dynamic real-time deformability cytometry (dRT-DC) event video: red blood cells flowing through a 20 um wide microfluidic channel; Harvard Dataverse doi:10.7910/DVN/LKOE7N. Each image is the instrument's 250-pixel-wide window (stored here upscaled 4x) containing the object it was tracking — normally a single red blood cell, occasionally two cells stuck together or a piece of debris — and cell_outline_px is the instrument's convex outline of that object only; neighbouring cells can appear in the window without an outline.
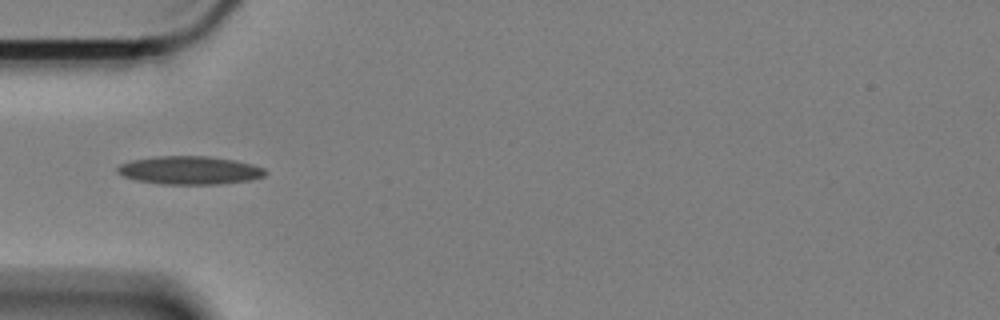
{"species": "Egyptian fruit bat (a non-hibernating species)", "species_latin": "Rousettus aegyptiacus", "temperature_condition": "cold", "stored_images_in_passage": 42, "camera_frame_rate_fps": 3000, "um_per_image_px": 0.085, "animal": {"sex": "female"}, "frame": {"image": 1, "passage_image": 1, "time_ms": 0.0, "image_size_px": [1000, 320], "cell_outline_px": [[268, 172], [264, 176], [252, 180], [220, 184], [160, 184], [136, 180], [124, 176], [116, 172], [116, 168], [120, 164], [132, 160], [156, 156], [208, 156], [236, 160], [252, 164], [264, 168]], "centroid_in_image_um": [16.14, 14.47], "position_along_channel_um": 68.9, "area_um2": 24.51}}
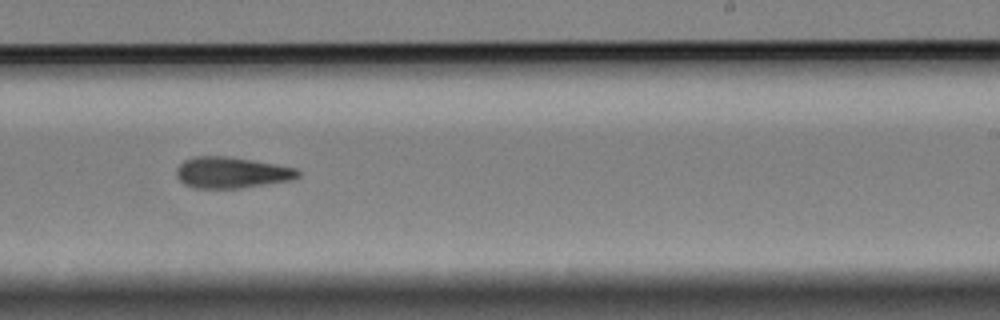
{"frame": {"image": 2, "passage_image": 19, "time_ms": 6.0, "image_size_px": [1000, 320], "cell_outline_px": [[300, 176], [292, 180], [240, 188], [192, 188], [184, 184], [176, 176], [176, 168], [184, 160], [196, 156], [224, 156], [296, 168], [300, 172]], "centroid_in_image_um": [19.65, 14.68], "position_along_channel_um": 269.4, "area_um2": 21.85}}
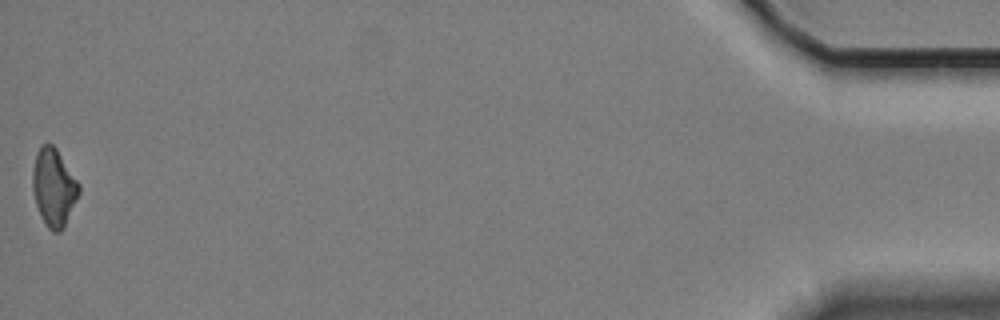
{"frame": {"image": 3, "passage_image": 42, "time_ms": 13.667, "image_size_px": [1000, 320], "cell_outline_px": [[80, 192], [64, 228], [60, 232], [52, 232], [48, 228], [36, 204], [32, 188], [32, 172], [36, 152], [44, 144], [52, 144], [56, 148], [80, 184]], "centroid_in_image_um": [4.58, 15.94], "position_along_channel_um": 430.6, "area_um2": 20.81}, "authors_computed_cell_mechanics": {"area_um2": 21.6461, "velocity_mm_per_s": 3.3248, "shape_relaxation_time_tau1_ms": 8.2299, "shape_relaxation_time_tau2_ms": 7.0103, "deformation_change_tau1": 0.1894, "deformation_change_tau2": 0.1728}}